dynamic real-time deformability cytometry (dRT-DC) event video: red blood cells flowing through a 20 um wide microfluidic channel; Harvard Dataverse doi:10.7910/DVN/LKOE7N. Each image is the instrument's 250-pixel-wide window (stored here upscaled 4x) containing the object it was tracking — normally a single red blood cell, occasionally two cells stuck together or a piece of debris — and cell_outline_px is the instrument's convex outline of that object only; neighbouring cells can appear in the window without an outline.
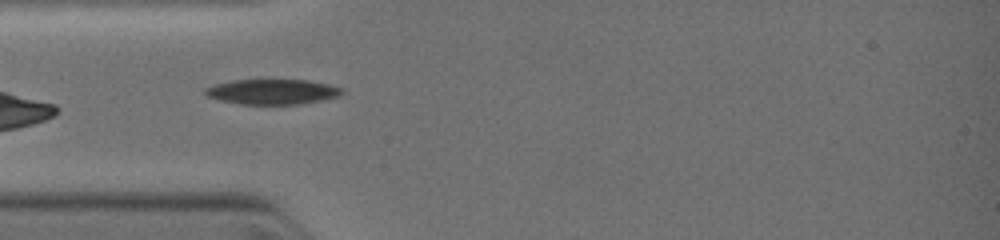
{"species": "common noctule bat (a hibernating species)", "species_latin": "Nyctalus noctula", "temperature_condition": "warm", "stored_images_in_passage": 5, "camera_frame_rate_fps": 3000, "um_per_image_px": 0.085, "animal": {"sex": "female", "body_mass_g": 19.0, "forearm_length_mm": 51.5}, "frame": {"image": 1, "passage_image": 4, "time_ms": 3.0, "image_size_px": [1000, 240], "cell_outline_px": [[344, 92], [340, 96], [300, 104], [240, 104], [220, 100], [204, 96], [204, 88], [216, 84], [232, 80], [308, 80], [332, 84], [344, 88]], "centroid_in_image_um": [23.17, 7.79], "position_along_channel_um": 61.8, "area_um2": 20.23}}